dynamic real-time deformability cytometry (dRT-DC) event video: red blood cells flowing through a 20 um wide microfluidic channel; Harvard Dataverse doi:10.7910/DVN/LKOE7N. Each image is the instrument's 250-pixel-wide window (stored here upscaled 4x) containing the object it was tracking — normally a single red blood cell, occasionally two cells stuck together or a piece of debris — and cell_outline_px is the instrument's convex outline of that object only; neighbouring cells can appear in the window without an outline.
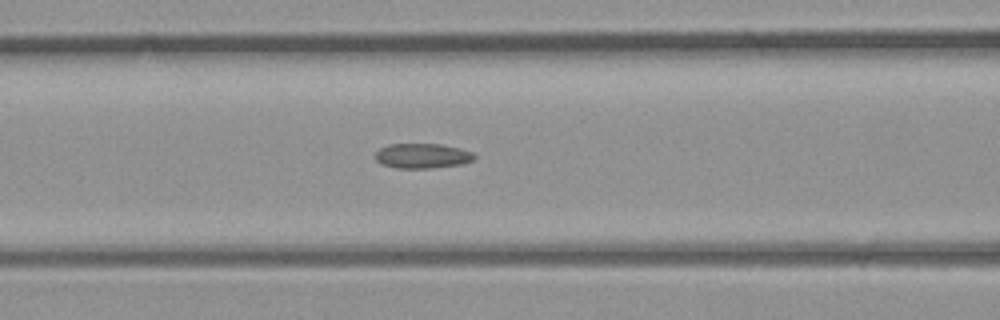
{"species": "common noctule bat (a hibernating species)", "species_latin": "Nyctalus noctula", "temperature_condition": "room temperature", "stored_images_in_passage": 20, "camera_frame_rate_fps": 3000, "um_per_image_px": 0.085, "animal": {"sex": "male", "body_mass_g": 23.1, "forearm_length_mm": 52.7}, "frame": {"image": 1, "passage_image": 5, "time_ms": 1.333, "image_size_px": [1000, 320], "cell_outline_px": [[476, 156], [472, 160], [460, 164], [428, 168], [396, 168], [380, 164], [376, 160], [376, 152], [380, 148], [388, 144], [440, 144], [460, 148], [472, 152]], "centroid_in_image_um": [35.87, 13.24], "position_along_channel_um": 130.7, "area_um2": 14.28}}
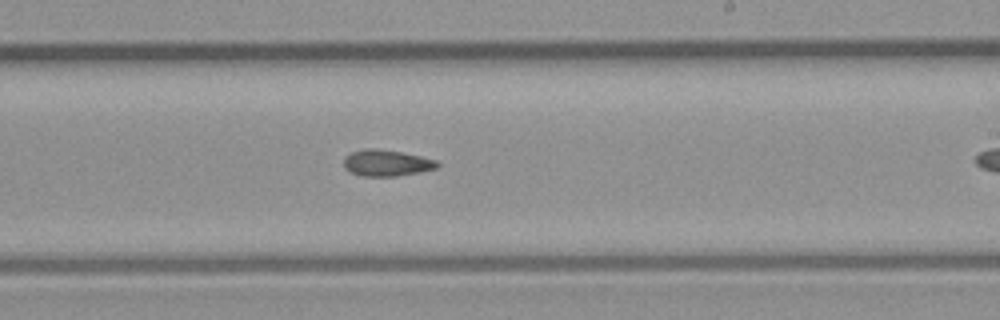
{"frame": {"image": 2, "passage_image": 12, "time_ms": 3.667, "image_size_px": [1000, 320], "cell_outline_px": [[440, 164], [436, 168], [420, 172], [396, 176], [364, 176], [348, 172], [344, 168], [344, 156], [352, 152], [364, 148], [372, 148], [400, 152], [420, 156], [436, 160]], "centroid_in_image_um": [32.82, 13.86], "position_along_channel_um": 256.2, "area_um2": 14.33}}
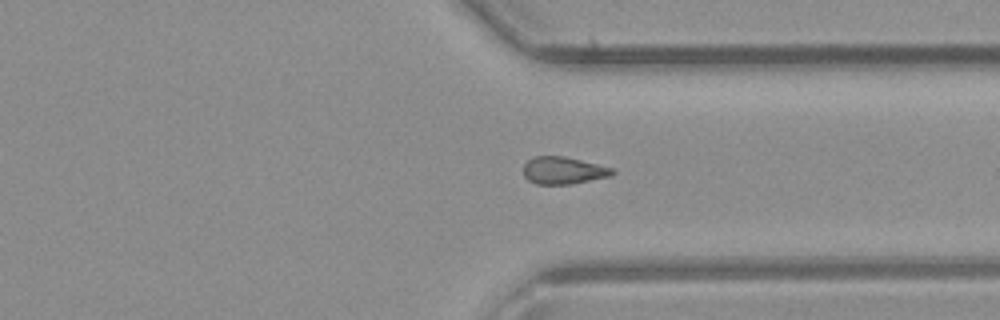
{"frame": {"image": 3, "passage_image": 18, "time_ms": 5.667, "image_size_px": [1000, 320], "cell_outline_px": [[616, 172], [612, 176], [572, 184], [536, 184], [528, 180], [524, 176], [524, 164], [528, 160], [536, 156], [564, 156], [612, 168]], "centroid_in_image_um": [47.89, 14.5], "position_along_channel_um": 363.5, "area_um2": 14.1}}